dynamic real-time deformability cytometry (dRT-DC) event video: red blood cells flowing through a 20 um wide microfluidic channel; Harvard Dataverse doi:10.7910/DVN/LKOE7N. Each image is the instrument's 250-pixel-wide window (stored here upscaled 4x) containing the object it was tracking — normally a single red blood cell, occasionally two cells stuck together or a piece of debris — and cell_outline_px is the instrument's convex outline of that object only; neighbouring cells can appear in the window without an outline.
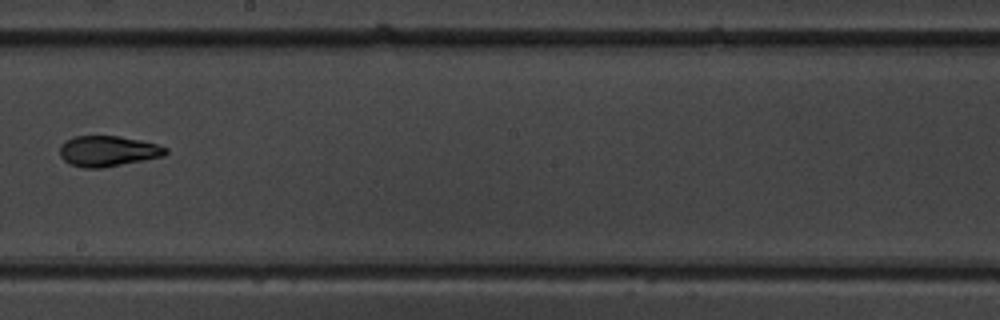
{"species": "common noctule bat (a hibernating species)", "species_latin": "Nyctalus noctula", "temperature_condition": "warm", "stored_images_in_passage": 16, "camera_frame_rate_fps": 3000, "um_per_image_px": 0.085, "animal": {"sex": "male", "body_mass_g": 19.5, "forearm_length_mm": 54.6}, "frame": {"image": 1, "passage_image": 10, "time_ms": 10.333, "image_size_px": [1000, 320], "cell_outline_px": [[168, 152], [164, 156], [100, 168], [84, 168], [72, 164], [64, 160], [60, 156], [60, 144], [76, 136], [116, 136], [140, 140], [156, 144], [168, 148]], "centroid_in_image_um": [9.18, 12.84], "position_along_channel_um": 239.0, "area_um2": 18.61}}
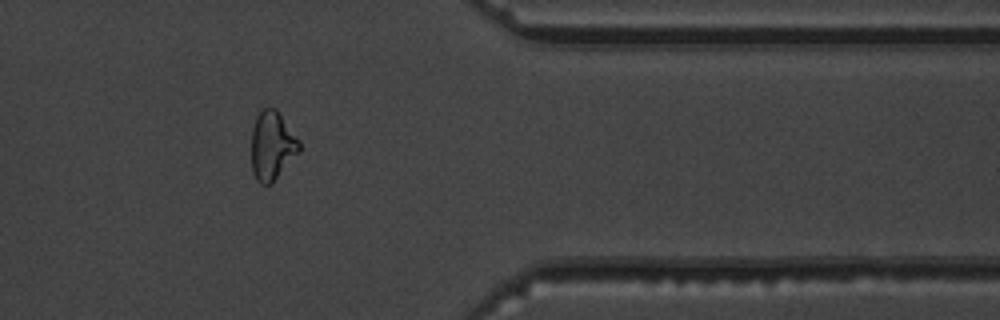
{"frame": {"image": 2, "passage_image": 14, "time_ms": 14.667, "image_size_px": [1000, 320], "cell_outline_px": [[300, 152], [272, 184], [260, 184], [256, 180], [252, 172], [252, 128], [256, 116], [260, 108], [276, 108], [300, 140]], "centroid_in_image_um": [23.14, 12.38], "position_along_channel_um": 388.3, "area_um2": 19.54}}
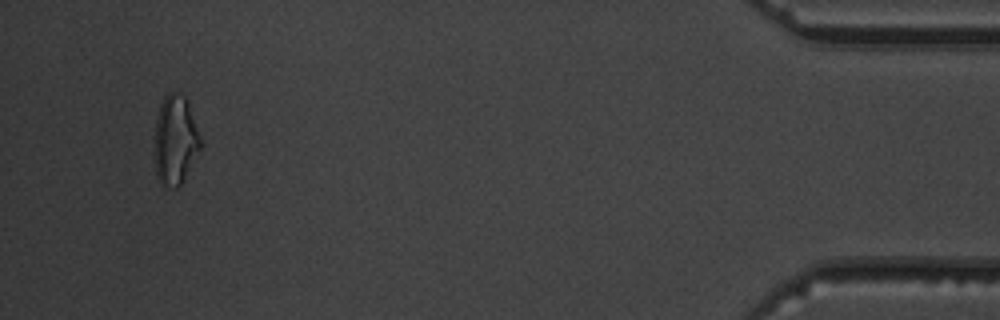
{"frame": {"image": 3, "passage_image": 16, "time_ms": 17.0, "image_size_px": [1000, 320], "cell_outline_px": [[204, 144], [180, 184], [176, 188], [164, 184], [160, 180], [156, 172], [156, 120], [160, 104], [164, 96], [168, 92], [176, 92], [184, 96], [188, 104]], "centroid_in_image_um": [14.94, 11.86], "position_along_channel_um": 420.3, "area_um2": 23.47}, "authors_computed_cell_mechanics": {"area_um2": 19.3341, "velocity_mm_per_s": 3.7709, "shape_relaxation_time_tau1_ms": 9.7219, "shape_relaxation_time_tau2_ms": 2.073, "deformation_change_tau1": 0.244, "deformation_change_tau2": 0.0658}}